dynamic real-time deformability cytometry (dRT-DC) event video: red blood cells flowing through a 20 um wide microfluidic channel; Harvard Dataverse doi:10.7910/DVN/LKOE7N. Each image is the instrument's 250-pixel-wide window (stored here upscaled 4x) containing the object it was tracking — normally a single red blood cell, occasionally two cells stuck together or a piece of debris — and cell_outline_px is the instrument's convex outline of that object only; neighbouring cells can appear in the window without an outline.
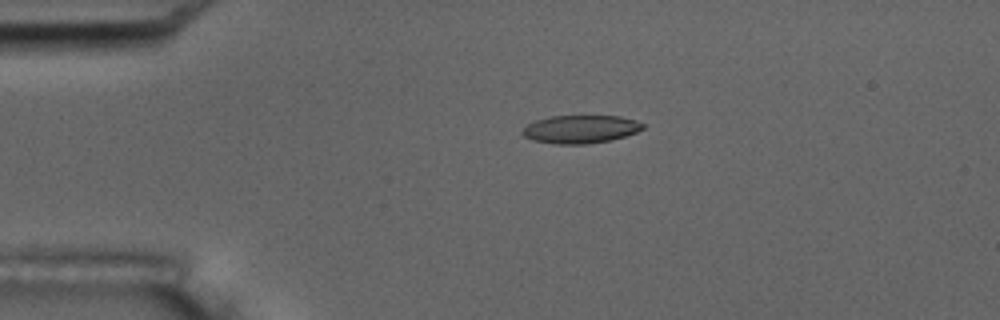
{"species": "common noctule bat (a hibernating species)", "species_latin": "Nyctalus noctula", "temperature_condition": "room temperature", "stored_images_in_passage": 4, "camera_frame_rate_fps": 3000, "um_per_image_px": 0.085, "animal": {"sex": "male", "body_mass_g": 17.5, "forearm_length_mm": 52.3}, "frame": {"image": 1, "passage_image": 3, "time_ms": 3.0, "image_size_px": [1000, 320], "cell_outline_px": [[644, 128], [636, 132], [624, 136], [608, 140], [588, 144], [556, 144], [532, 140], [524, 136], [520, 132], [528, 124], [536, 120], [548, 116], [620, 116], [636, 120], [644, 124]], "centroid_in_image_um": [49.32, 10.98], "position_along_channel_um": 35.7, "area_um2": 19.65}}